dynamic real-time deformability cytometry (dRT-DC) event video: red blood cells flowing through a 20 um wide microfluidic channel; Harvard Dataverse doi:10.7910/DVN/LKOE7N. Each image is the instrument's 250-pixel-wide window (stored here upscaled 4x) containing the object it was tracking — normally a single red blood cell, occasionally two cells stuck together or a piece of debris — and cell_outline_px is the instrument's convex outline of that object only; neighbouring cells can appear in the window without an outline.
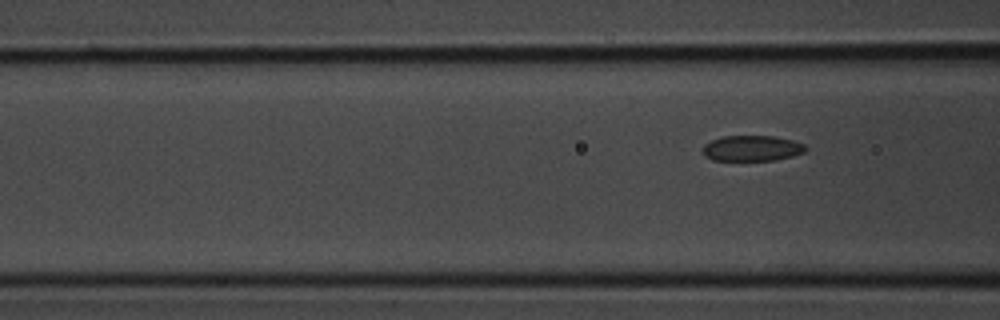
{"species": "common noctule bat (a hibernating species)", "species_latin": "Nyctalus noctula", "temperature_condition": "room temperature", "stored_images_in_passage": 6, "segment_of_instrument_passage": [2, 2], "camera_frame_rate_fps": 3000, "um_per_image_px": 0.085, "animal": {"sex": "male", "body_mass_g": 20.1, "forearm_length_mm": 53.5}, "frame": {"image": 1, "passage_image": 6, "time_ms": 1.667, "image_size_px": [1000, 320], "cell_outline_px": [[808, 148], [804, 152], [792, 156], [776, 160], [712, 160], [704, 156], [704, 144], [720, 136], [772, 136], [792, 140], [804, 144]], "centroid_in_image_um": [63.92, 12.6], "position_along_channel_um": 102.7, "area_um2": 15.32}}